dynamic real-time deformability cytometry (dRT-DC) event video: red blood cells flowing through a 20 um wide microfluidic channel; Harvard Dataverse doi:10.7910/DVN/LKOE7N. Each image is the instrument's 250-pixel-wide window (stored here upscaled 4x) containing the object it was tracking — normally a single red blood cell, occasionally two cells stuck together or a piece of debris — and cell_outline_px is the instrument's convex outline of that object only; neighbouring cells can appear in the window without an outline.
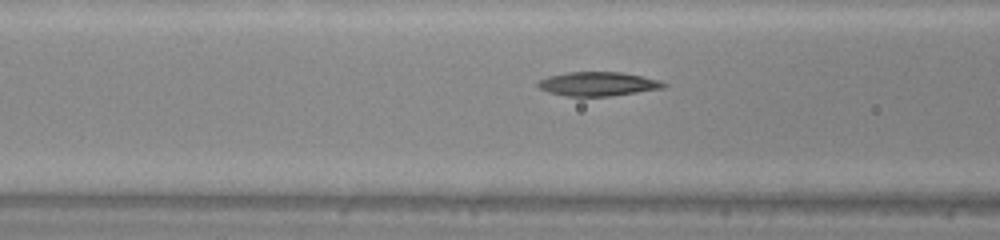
{"species": "common noctule bat (a hibernating species)", "species_latin": "Nyctalus noctula", "temperature_condition": "warm", "stored_images_in_passage": 39, "camera_frame_rate_fps": 3000, "um_per_image_px": 0.085, "animal": {"sex": "male", "body_mass_g": 20.0, "forearm_length_mm": 53.3}, "frame": {"image": 1, "passage_image": 16, "time_ms": 5.0, "image_size_px": [1000, 240], "cell_outline_px": [[668, 84], [664, 88], [608, 96], [564, 96], [548, 92], [540, 88], [536, 84], [540, 80], [548, 76], [568, 72], [620, 72], [660, 80]], "centroid_in_image_um": [50.81, 7.13], "position_along_channel_um": 115.8, "area_um2": 17.46}}
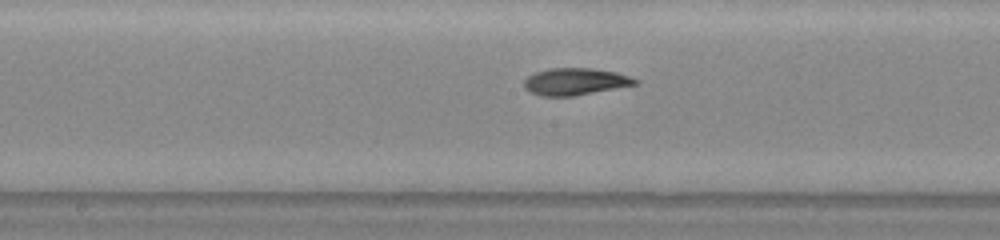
{"frame": {"image": 2, "passage_image": 22, "time_ms": 7.0, "image_size_px": [1000, 240], "cell_outline_px": [[640, 84], [572, 96], [540, 96], [524, 88], [524, 80], [528, 76], [536, 72], [552, 68], [592, 68], [616, 72], [640, 80]], "centroid_in_image_um": [48.92, 6.93], "position_along_channel_um": 199.3, "area_um2": 17.46}}
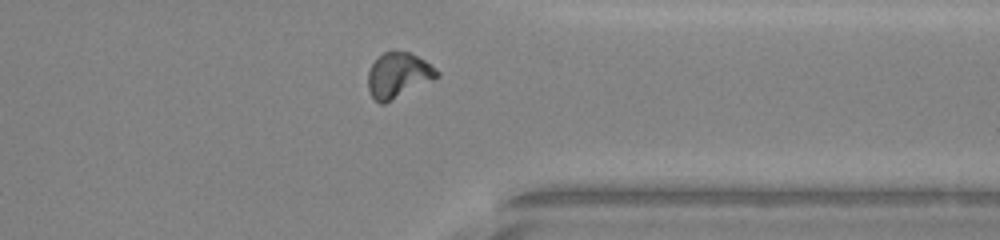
{"frame": {"image": 3, "passage_image": 35, "time_ms": 11.333, "image_size_px": [1000, 240], "cell_outline_px": [[440, 76], [384, 104], [380, 104], [372, 96], [368, 88], [368, 72], [372, 64], [384, 52], [408, 52], [424, 60], [436, 68], [440, 72]], "centroid_in_image_um": [33.86, 6.41], "position_along_channel_um": 377.5, "area_um2": 17.8}}